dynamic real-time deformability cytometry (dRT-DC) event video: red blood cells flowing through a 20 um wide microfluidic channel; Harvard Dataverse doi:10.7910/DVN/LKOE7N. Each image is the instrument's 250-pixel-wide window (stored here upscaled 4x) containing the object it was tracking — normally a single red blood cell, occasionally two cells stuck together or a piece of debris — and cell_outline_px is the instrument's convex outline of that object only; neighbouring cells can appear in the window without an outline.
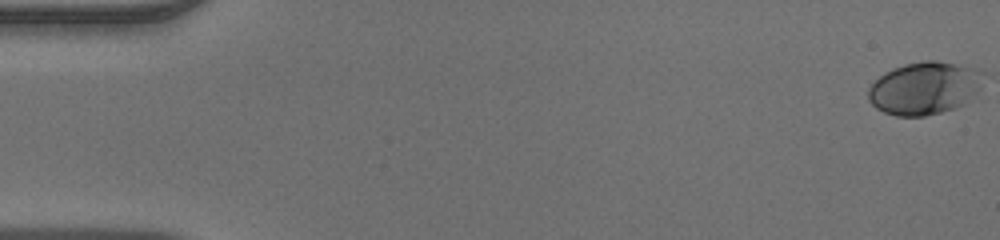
{"species": "human", "species_latin": "Homo sapiens", "temperature_condition": "warm", "stored_images_in_passage": 49, "camera_frame_rate_fps": 3000, "um_per_image_px": 0.085, "donor": {"sex": "male"}, "frame": {"image": 1, "passage_image": 1, "time_ms": 0.0, "image_size_px": [1000, 240], "cell_outline_px": [[984, 72], [976, 92], [964, 104], [956, 108], [924, 116], [896, 116], [884, 112], [876, 108], [868, 100], [868, 88], [884, 72], [892, 68], [904, 64], [924, 60], [936, 60], [980, 68]], "centroid_in_image_um": [78.56, 7.48], "position_along_channel_um": 6.4, "area_um2": 35.43}}
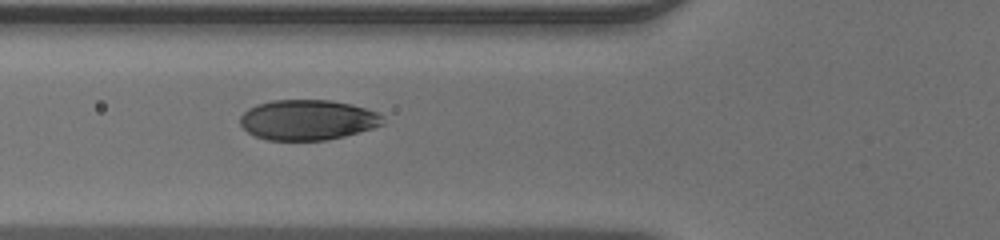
{"frame": {"image": 2, "passage_image": 19, "time_ms": 6.0, "image_size_px": [1000, 240], "cell_outline_px": [[384, 124], [372, 128], [344, 136], [324, 140], [268, 140], [256, 136], [248, 132], [240, 124], [240, 116], [248, 108], [256, 104], [272, 100], [332, 100], [352, 104], [380, 112]], "centroid_in_image_um": [26.15, 10.18], "position_along_channel_um": 99.6, "area_um2": 33.58}}
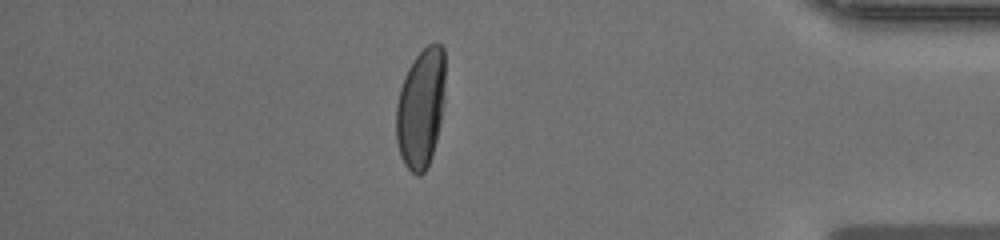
{"frame": {"image": 3, "passage_image": 43, "time_ms": 14.0, "image_size_px": [1000, 240], "cell_outline_px": [[444, 96], [440, 124], [432, 156], [424, 172], [420, 176], [416, 176], [404, 164], [400, 156], [396, 140], [396, 104], [400, 88], [404, 76], [408, 68], [416, 56], [428, 44], [440, 44], [444, 48]], "centroid_in_image_um": [35.75, 9.21], "position_along_channel_um": 399.4, "area_um2": 34.22}}